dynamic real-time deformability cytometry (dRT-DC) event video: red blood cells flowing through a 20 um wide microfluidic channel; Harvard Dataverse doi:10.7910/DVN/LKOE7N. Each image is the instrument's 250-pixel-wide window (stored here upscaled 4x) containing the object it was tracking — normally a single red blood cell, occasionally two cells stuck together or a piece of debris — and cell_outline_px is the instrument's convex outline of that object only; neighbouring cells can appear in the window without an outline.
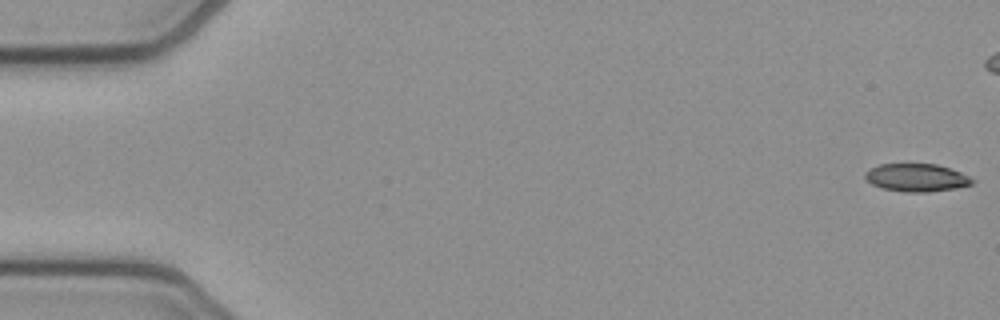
{"species": "common noctule bat (a hibernating species)", "species_latin": "Nyctalus noctula", "temperature_condition": "cold", "stored_images_in_passage": 44, "camera_frame_rate_fps": 3000, "um_per_image_px": 0.085, "animal": {"sex": "female", "body_mass_g": 21.9}, "frame": {"image": 1, "passage_image": 1, "time_ms": 0.0, "image_size_px": [1000, 320], "cell_outline_px": [[976, 180], [972, 184], [956, 188], [928, 192], [904, 192], [880, 188], [872, 184], [864, 176], [864, 172], [880, 164], [936, 164], [952, 168]], "centroid_in_image_um": [77.92, 15.1], "position_along_channel_um": 7.1, "area_um2": 17.46}}
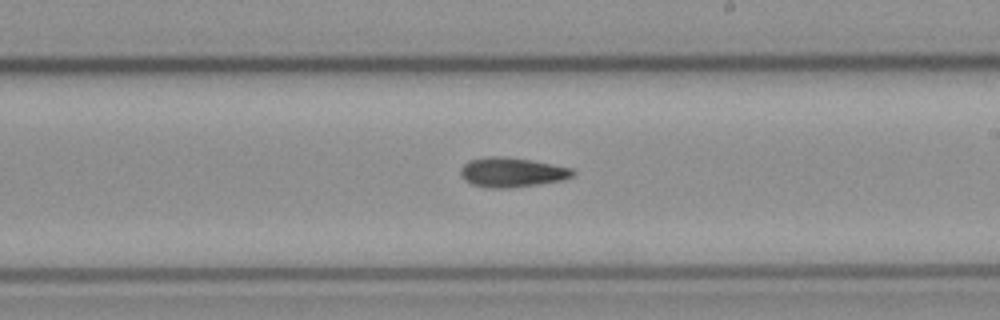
{"frame": {"image": 2, "passage_image": 31, "time_ms": 10.0, "image_size_px": [1000, 320], "cell_outline_px": [[576, 172], [572, 176], [564, 180], [508, 188], [484, 188], [472, 184], [464, 180], [460, 176], [460, 168], [468, 160], [488, 156], [500, 156], [532, 160], [572, 168]], "centroid_in_image_um": [43.47, 14.64], "position_along_channel_um": 245.5, "area_um2": 19.48}}
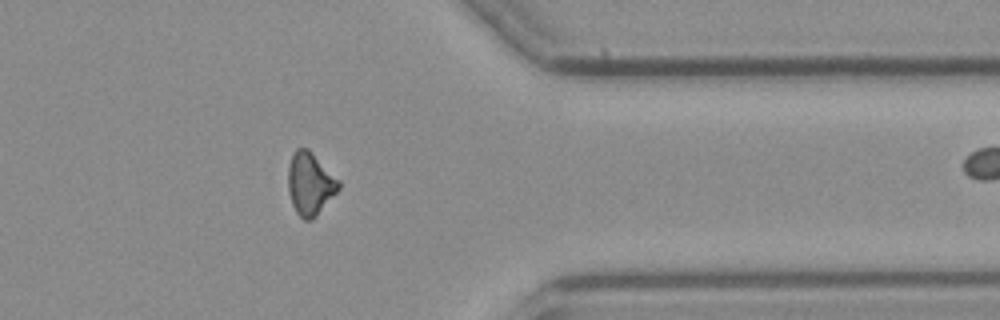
{"frame": {"image": 3, "passage_image": 43, "time_ms": 14.0, "image_size_px": [1000, 320], "cell_outline_px": [[340, 188], [316, 216], [312, 220], [304, 220], [296, 212], [292, 204], [288, 192], [288, 168], [292, 156], [296, 148], [308, 148], [340, 180]], "centroid_in_image_um": [26.36, 15.62], "position_along_channel_um": 385.0, "area_um2": 18.44}}